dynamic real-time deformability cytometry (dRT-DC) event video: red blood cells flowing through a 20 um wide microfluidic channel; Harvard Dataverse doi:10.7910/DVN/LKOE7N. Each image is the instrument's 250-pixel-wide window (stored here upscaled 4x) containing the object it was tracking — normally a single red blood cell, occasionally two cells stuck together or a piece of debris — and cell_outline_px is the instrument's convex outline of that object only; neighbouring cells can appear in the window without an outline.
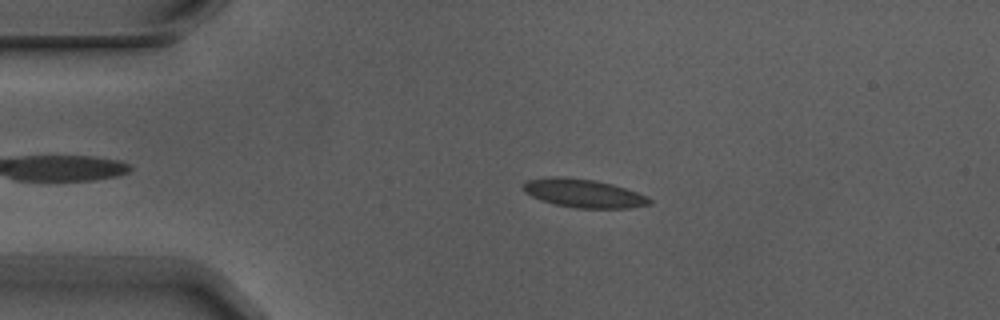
{"species": "Egyptian fruit bat (a non-hibernating species)", "species_latin": "Rousettus aegyptiacus", "temperature_condition": "warm", "stored_images_in_passage": 4, "camera_frame_rate_fps": 3000, "um_per_image_px": 0.085, "animal": {"sex": "male"}, "frame": {"image": 1, "passage_image": 3, "time_ms": 0.667, "image_size_px": [1000, 320], "cell_outline_px": [[652, 204], [628, 208], [576, 208], [552, 204], [540, 200], [524, 192], [520, 188], [520, 184], [528, 180], [548, 176], [560, 176], [596, 180], [612, 184], [648, 196], [652, 200]], "centroid_in_image_um": [49.54, 16.42], "position_along_channel_um": 35.5, "area_um2": 21.27}}